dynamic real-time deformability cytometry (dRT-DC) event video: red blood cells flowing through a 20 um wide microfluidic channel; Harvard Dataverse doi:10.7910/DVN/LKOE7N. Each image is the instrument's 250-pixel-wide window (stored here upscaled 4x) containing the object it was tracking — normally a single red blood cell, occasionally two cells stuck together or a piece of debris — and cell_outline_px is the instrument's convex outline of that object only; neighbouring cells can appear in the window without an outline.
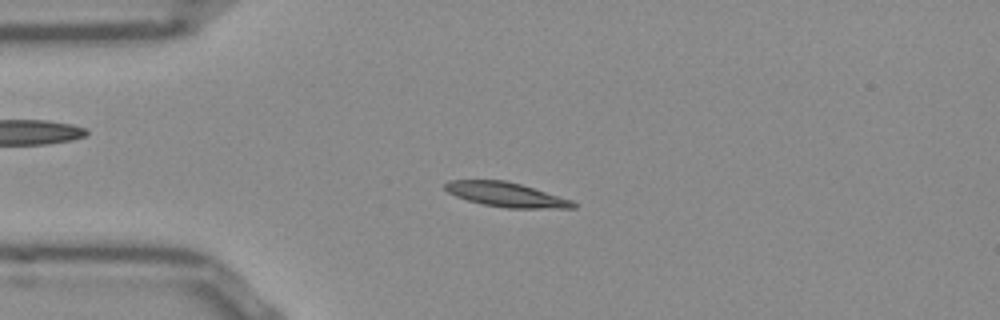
{"species": "Egyptian fruit bat (a non-hibernating species)", "species_latin": "Rousettus aegyptiacus", "temperature_condition": "room temperature", "stored_images_in_passage": 52, "camera_frame_rate_fps": 3000, "um_per_image_px": 0.085, "frame": {"image": 1, "passage_image": 12, "time_ms": 3.667, "image_size_px": [1000, 320], "cell_outline_px": [[576, 208], [508, 208], [484, 204], [468, 200], [456, 196], [448, 192], [444, 188], [444, 184], [448, 180], [504, 180], [520, 184], [572, 200], [576, 204]], "centroid_in_image_um": [43.0, 16.54], "position_along_channel_um": 42.0, "area_um2": 18.03}}
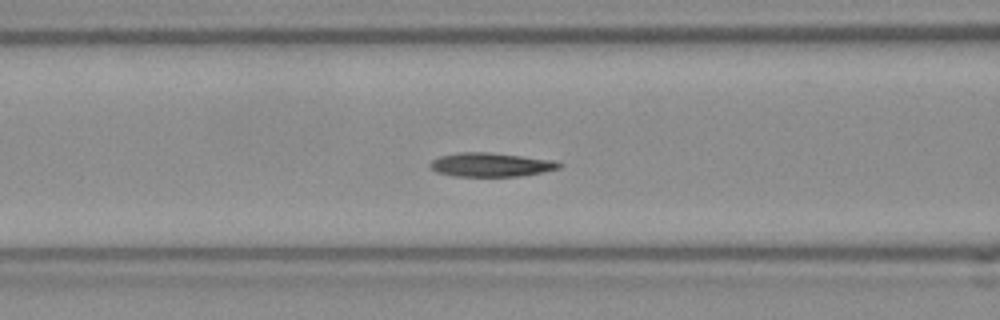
{"frame": {"image": 2, "passage_image": 20, "time_ms": 6.333, "image_size_px": [1000, 320], "cell_outline_px": [[564, 164], [560, 168], [520, 176], [456, 176], [436, 172], [428, 164], [432, 160], [440, 156], [460, 152], [488, 152], [552, 160]], "centroid_in_image_um": [41.7, 14.0], "position_along_channel_um": 124.9, "area_um2": 17.74}}
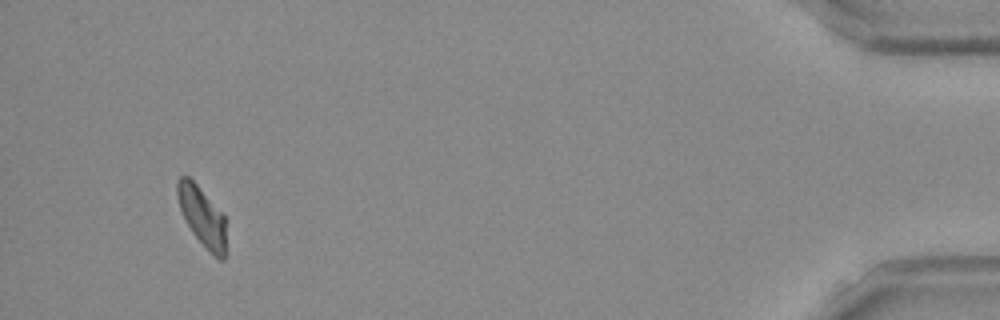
{"frame": {"image": 3, "passage_image": 49, "time_ms": 16.0, "image_size_px": [1000, 320], "cell_outline_px": [[228, 220], [224, 260], [220, 260], [192, 232], [180, 208], [176, 196], [176, 180], [180, 176], [188, 176], [196, 184]], "centroid_in_image_um": [17.2, 18.37], "position_along_channel_um": 418.0, "area_um2": 16.7}, "authors_computed_cell_mechanics": {"area_um2": 17.6579, "velocity_mm_per_s": 3.8467, "shape_relaxation_time_tau1_ms": null, "shape_relaxation_time_tau2_ms": 7.8182, "deformation_change_tau1": null, "deformation_change_tau2": 0.1271}}